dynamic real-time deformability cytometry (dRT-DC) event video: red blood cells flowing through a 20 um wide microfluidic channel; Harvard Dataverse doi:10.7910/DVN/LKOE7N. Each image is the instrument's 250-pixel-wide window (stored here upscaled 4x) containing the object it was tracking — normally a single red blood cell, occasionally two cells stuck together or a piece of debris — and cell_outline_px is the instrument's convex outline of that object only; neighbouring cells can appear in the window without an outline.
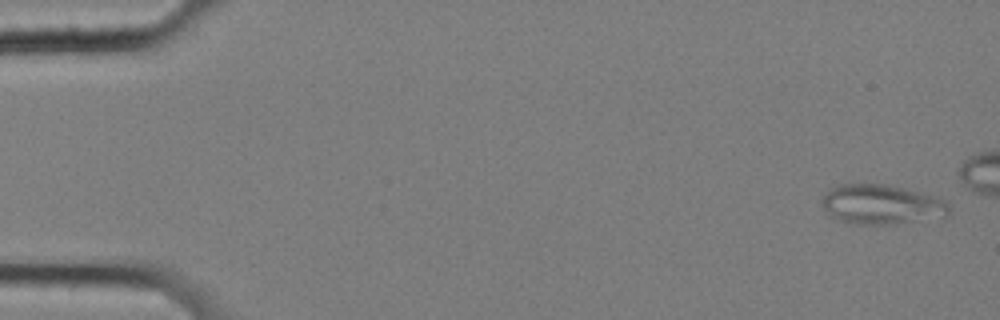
{"species": "common noctule bat (a hibernating species)", "species_latin": "Nyctalus noctula", "temperature_condition": "cold", "stored_images_in_passage": 50, "camera_frame_rate_fps": 3000, "um_per_image_px": 0.085, "animal": {"sex": "female", "body_mass_g": 25.1}, "frame": {"image": 1, "passage_image": 1, "time_ms": 0.0, "image_size_px": [1000, 320], "cell_outline_px": [[948, 212], [944, 216], [884, 224], [856, 224], [840, 220], [832, 216], [820, 204], [820, 200], [828, 188], [840, 184], [884, 184], [904, 188], [940, 196], [948, 204]], "centroid_in_image_um": [74.87, 17.34], "position_along_channel_um": 10.1, "area_um2": 29.13}}
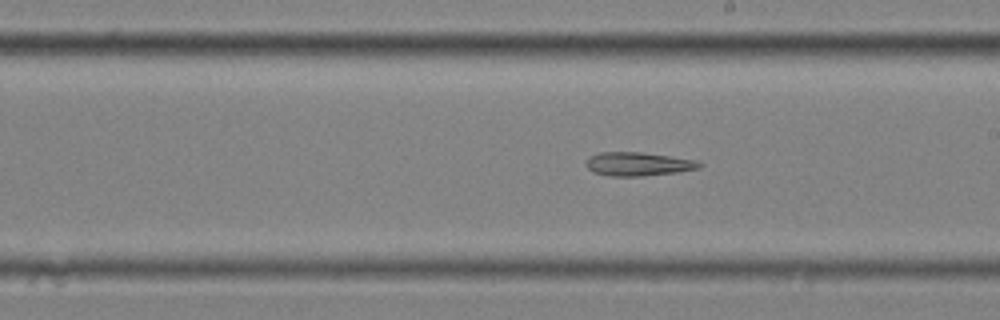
{"frame": {"image": 2, "passage_image": 32, "time_ms": 10.333, "image_size_px": [1000, 320], "cell_outline_px": [[704, 164], [700, 168], [676, 172], [644, 176], [612, 176], [596, 172], [588, 168], [588, 156], [600, 152], [640, 152], [696, 160]], "centroid_in_image_um": [54.28, 13.94], "position_along_channel_um": 234.7, "area_um2": 15.37}}
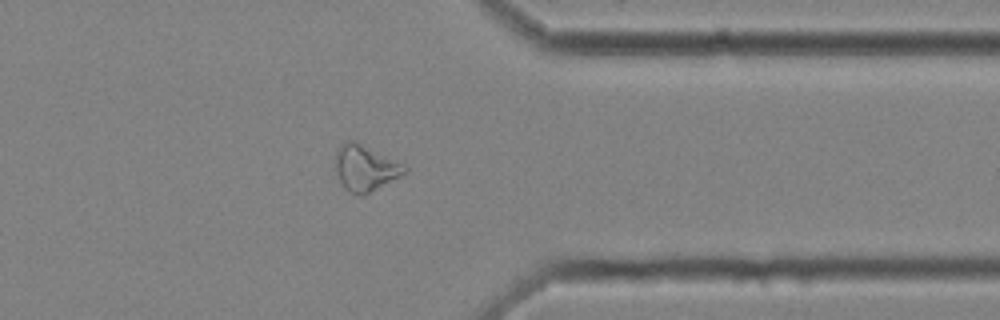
{"frame": {"image": 3, "passage_image": 45, "time_ms": 14.667, "image_size_px": [1000, 320], "cell_outline_px": [[408, 172], [364, 196], [360, 196], [348, 192], [344, 188], [332, 168], [336, 148], [344, 140], [356, 140], [408, 168]], "centroid_in_image_um": [30.95, 14.28], "position_along_channel_um": 380.5, "area_um2": 19.02}}